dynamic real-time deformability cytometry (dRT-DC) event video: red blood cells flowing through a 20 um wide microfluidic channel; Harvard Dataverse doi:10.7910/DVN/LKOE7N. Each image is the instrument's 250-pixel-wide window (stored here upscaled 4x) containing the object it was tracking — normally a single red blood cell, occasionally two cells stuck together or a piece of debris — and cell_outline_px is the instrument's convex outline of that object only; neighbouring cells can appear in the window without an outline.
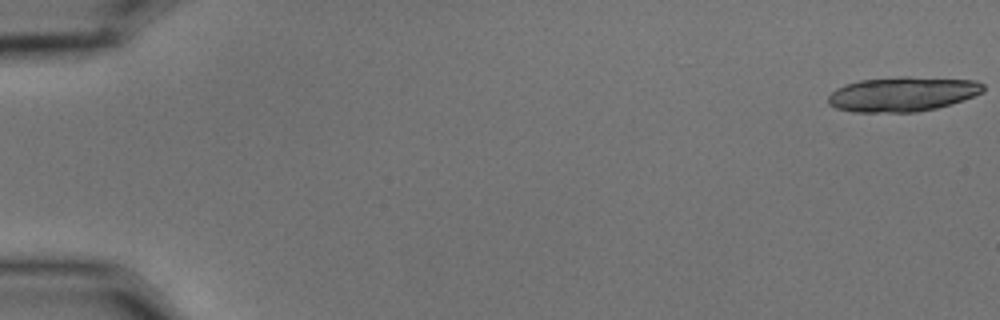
{"species": "common noctule bat (a hibernating species)", "species_latin": "Nyctalus noctula", "temperature_condition": "cold", "stored_images_in_passage": 9, "camera_frame_rate_fps": 3000, "um_per_image_px": 0.085, "animal": {"sex": "male", "body_mass_g": 15.6}, "frame": {"image": 1, "passage_image": 1, "time_ms": 0.0, "image_size_px": [1000, 320], "cell_outline_px": [[984, 92], [936, 108], [916, 112], [852, 112], [836, 108], [828, 104], [828, 96], [836, 88], [844, 84], [860, 80], [900, 76], [908, 76], [976, 80], [984, 84]], "centroid_in_image_um": [76.68, 7.98], "position_along_channel_um": 8.3, "area_um2": 31.44}}